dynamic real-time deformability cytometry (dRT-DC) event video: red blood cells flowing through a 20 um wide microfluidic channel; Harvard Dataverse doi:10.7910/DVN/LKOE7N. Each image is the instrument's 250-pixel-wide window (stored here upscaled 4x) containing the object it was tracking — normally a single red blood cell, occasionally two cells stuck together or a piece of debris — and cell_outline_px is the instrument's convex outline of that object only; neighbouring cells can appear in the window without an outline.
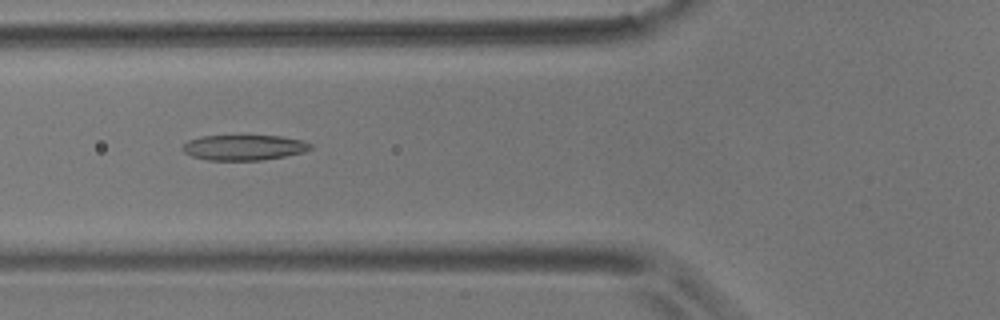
{"species": "common noctule bat (a hibernating species)", "species_latin": "Nyctalus noctula", "temperature_condition": "room temperature", "stored_images_in_passage": 53, "camera_frame_rate_fps": 3000, "um_per_image_px": 0.085, "animal": {"sex": "male", "body_mass_g": 17.9}, "frame": {"image": 1, "passage_image": 19, "time_ms": 6.0, "image_size_px": [1000, 320], "cell_outline_px": [[312, 148], [304, 152], [284, 156], [260, 160], [208, 160], [192, 156], [184, 152], [180, 148], [188, 140], [200, 136], [280, 136], [300, 140], [312, 144]], "centroid_in_image_um": [20.7, 12.54], "position_along_channel_um": 105.1, "area_um2": 18.79}}
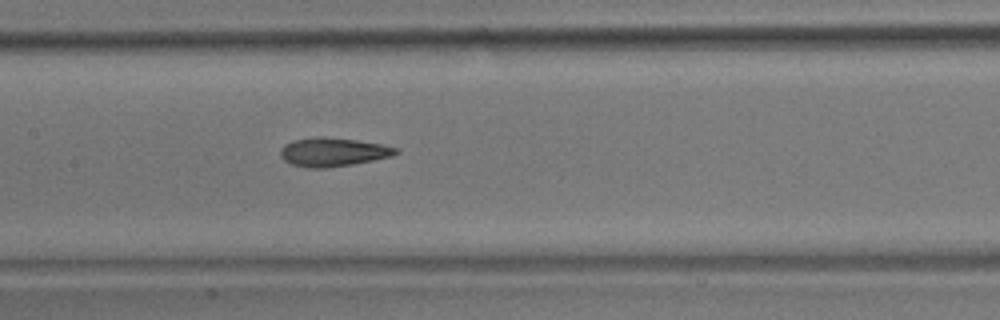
{"frame": {"image": 2, "passage_image": 25, "time_ms": 8.0, "image_size_px": [1000, 320], "cell_outline_px": [[400, 152], [392, 156], [352, 164], [324, 168], [308, 168], [292, 164], [284, 160], [280, 156], [280, 148], [284, 144], [292, 140], [316, 136], [320, 136], [356, 140], [384, 144], [400, 148]], "centroid_in_image_um": [28.31, 12.91], "position_along_channel_um": 179.1, "area_um2": 19.48}}
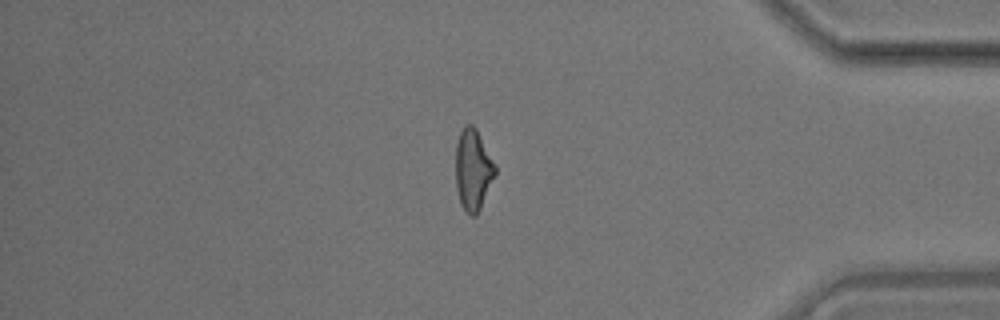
{"frame": {"image": 3, "passage_image": 45, "time_ms": 14.667, "image_size_px": [1000, 320], "cell_outline_px": [[496, 172], [480, 208], [476, 216], [472, 216], [460, 204], [456, 188], [456, 144], [460, 132], [464, 124], [472, 124], [476, 128], [496, 164]], "centroid_in_image_um": [40.2, 14.39], "position_along_channel_um": 395.0, "area_um2": 18.61}, "authors_computed_cell_mechanics": {"area_um2": 19.1318, "velocity_mm_per_s": 3.6698, "shape_relaxation_time_tau1_ms": null, "shape_relaxation_time_tau2_ms": 2.7287, "deformation_change_tau1": null, "deformation_change_tau2": 0.1241}}